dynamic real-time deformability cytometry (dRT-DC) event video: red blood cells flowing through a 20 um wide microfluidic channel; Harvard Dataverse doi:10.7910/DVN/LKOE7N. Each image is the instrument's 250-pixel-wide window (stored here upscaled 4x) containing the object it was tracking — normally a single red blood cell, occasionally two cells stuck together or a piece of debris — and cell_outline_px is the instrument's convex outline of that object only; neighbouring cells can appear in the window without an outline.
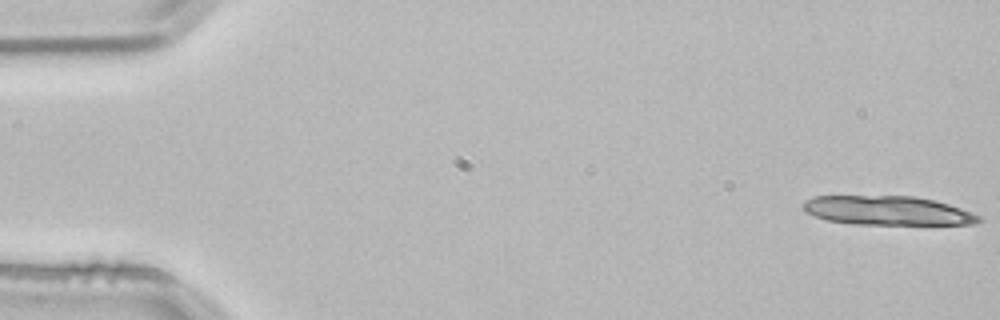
{"species": "common noctule bat (a hibernating species)", "species_latin": "Nyctalus noctula", "temperature_condition": "room temperature", "stored_images_in_passage": 3, "camera_frame_rate_fps": 3000, "um_per_image_px": 0.085, "animal": {"sex": "male", "body_mass_g": 21.5, "forearm_length_mm": 52.0}, "frame": {"image": 1, "passage_image": 1, "time_ms": 0.0, "image_size_px": [1000, 320], "cell_outline_px": [[984, 220], [972, 224], [852, 224], [828, 220], [804, 212], [800, 208], [800, 204], [804, 200], [816, 196], [916, 196], [948, 204], [972, 212], [980, 216]], "centroid_in_image_um": [75.39, 17.89], "position_along_channel_um": 9.6, "area_um2": 29.88}}
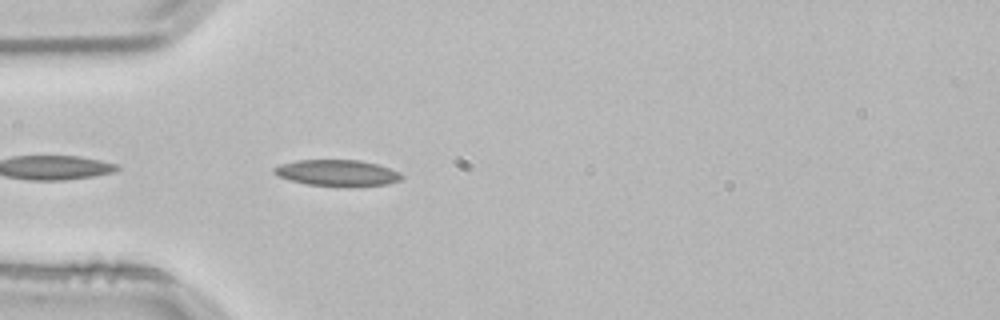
{"frame": {"image": 2, "passage_image": 3, "time_ms": 0.667, "image_size_px": [1000, 320], "cell_outline_px": [[404, 176], [400, 180], [388, 184], [348, 188], [344, 188], [308, 184], [292, 180], [280, 176], [272, 172], [272, 168], [280, 164], [296, 160], [360, 160], [376, 164], [400, 172]], "centroid_in_image_um": [28.69, 14.72], "position_along_channel_um": 56.3, "area_um2": 19.83}}